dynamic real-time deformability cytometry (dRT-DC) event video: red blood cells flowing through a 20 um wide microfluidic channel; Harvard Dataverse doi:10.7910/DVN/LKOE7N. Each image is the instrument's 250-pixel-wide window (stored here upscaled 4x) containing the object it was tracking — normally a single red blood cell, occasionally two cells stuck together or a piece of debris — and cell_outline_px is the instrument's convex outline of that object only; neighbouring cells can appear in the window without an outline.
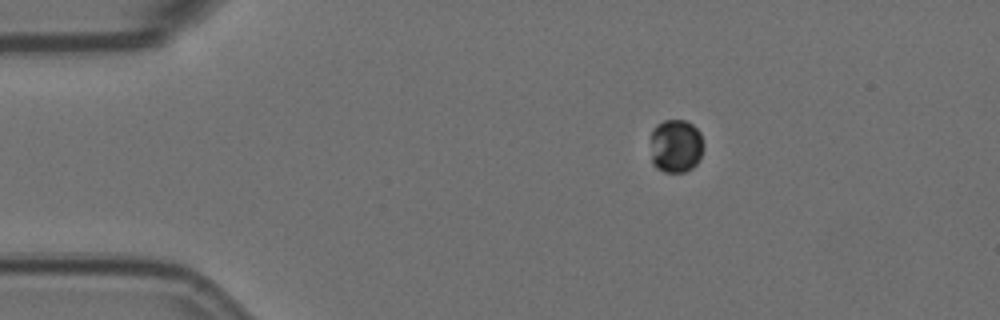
{"species": "Egyptian fruit bat (a non-hibernating species)", "species_latin": "Rousettus aegyptiacus", "temperature_condition": "room temperature", "stored_images_in_passage": 5, "camera_frame_rate_fps": 3000, "um_per_image_px": 0.085, "animal": {"sex": "female"}, "frame": {"image": 1, "passage_image": 2, "time_ms": 0.333, "image_size_px": [1000, 320], "cell_outline_px": [[704, 148], [700, 160], [692, 168], [684, 172], [664, 172], [656, 168], [652, 164], [652, 128], [656, 124], [664, 120], [684, 120], [692, 124], [700, 132], [704, 144]], "centroid_in_image_um": [57.47, 12.41], "position_along_channel_um": 27.5, "area_um2": 16.76}}